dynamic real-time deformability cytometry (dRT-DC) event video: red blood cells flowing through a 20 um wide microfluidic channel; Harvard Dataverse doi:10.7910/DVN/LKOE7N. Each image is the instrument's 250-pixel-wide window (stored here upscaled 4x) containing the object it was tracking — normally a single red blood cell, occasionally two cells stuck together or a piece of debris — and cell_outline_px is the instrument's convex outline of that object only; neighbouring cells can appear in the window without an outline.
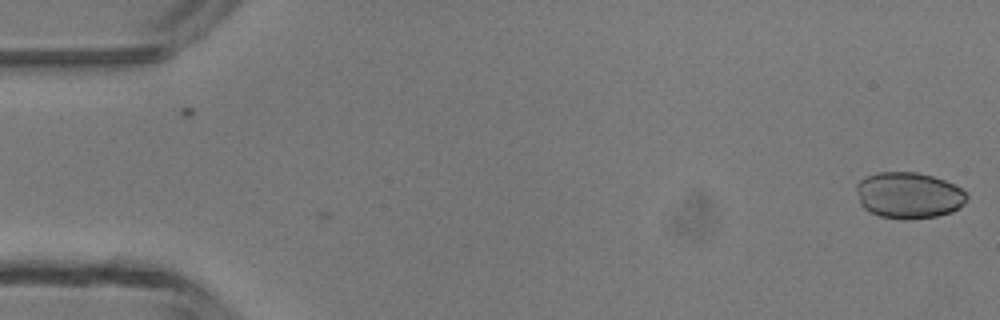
{"species": "common noctule bat (a hibernating species)", "species_latin": "Nyctalus noctula", "temperature_condition": "room temperature", "stored_images_in_passage": 2, "camera_frame_rate_fps": 3000, "um_per_image_px": 0.085, "animal": {"sex": "male", "body_mass_g": 13.3}, "frame": {"image": 1, "passage_image": 2, "time_ms": 1.333, "image_size_px": [1000, 320], "cell_outline_px": [[968, 200], [960, 208], [952, 212], [936, 216], [904, 220], [880, 216], [864, 208], [860, 204], [856, 192], [856, 184], [864, 176], [880, 172], [916, 172], [932, 176], [944, 180], [960, 188], [968, 196]], "centroid_in_image_um": [77.23, 16.6], "position_along_channel_um": 7.8, "area_um2": 29.88}}